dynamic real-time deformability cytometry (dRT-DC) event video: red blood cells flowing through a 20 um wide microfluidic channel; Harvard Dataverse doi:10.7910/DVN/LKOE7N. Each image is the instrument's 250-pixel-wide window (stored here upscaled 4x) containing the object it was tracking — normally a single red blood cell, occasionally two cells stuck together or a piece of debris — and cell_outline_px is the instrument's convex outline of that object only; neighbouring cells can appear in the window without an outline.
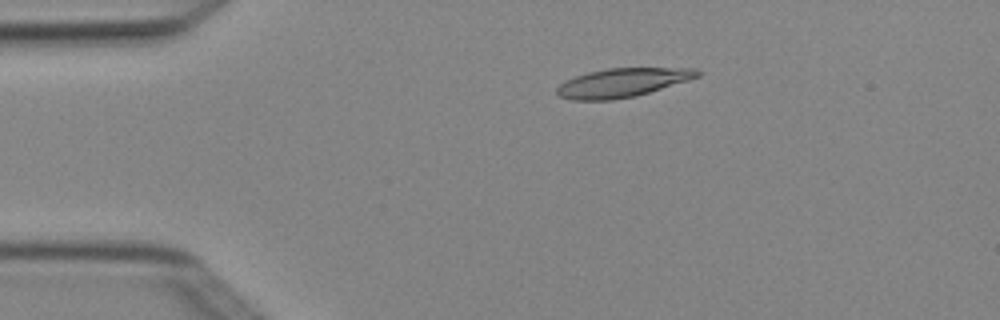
{"species": "Egyptian fruit bat (a non-hibernating species)", "species_latin": "Rousettus aegyptiacus", "temperature_condition": "cold", "stored_images_in_passage": 4, "camera_frame_rate_fps": 3000, "um_per_image_px": 0.085, "animal": {"sex": "female"}, "frame": {"image": 1, "passage_image": 3, "time_ms": 0.667, "image_size_px": [1000, 320], "cell_outline_px": [[700, 76], [688, 80], [636, 96], [612, 100], [572, 100], [556, 96], [556, 88], [564, 80], [588, 72], [608, 68], [696, 68], [700, 72]], "centroid_in_image_um": [52.85, 7.03], "position_along_channel_um": 32.1, "area_um2": 23.64}}
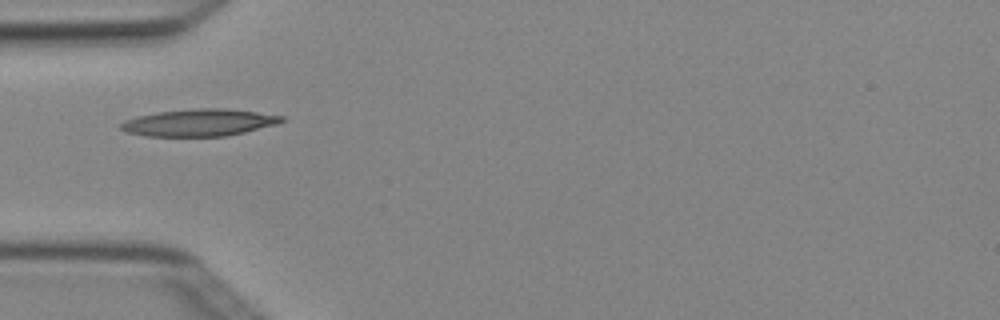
{"frame": {"image": 2, "passage_image": 4, "time_ms": 1.0, "image_size_px": [1000, 320], "cell_outline_px": [[288, 120], [280, 124], [244, 132], [224, 136], [144, 136], [124, 132], [120, 128], [120, 124], [124, 120], [136, 116], [160, 112], [196, 108], [224, 108], [256, 112], [284, 116]], "centroid_in_image_um": [16.95, 10.42], "position_along_channel_um": 68.0, "area_um2": 25.55}}